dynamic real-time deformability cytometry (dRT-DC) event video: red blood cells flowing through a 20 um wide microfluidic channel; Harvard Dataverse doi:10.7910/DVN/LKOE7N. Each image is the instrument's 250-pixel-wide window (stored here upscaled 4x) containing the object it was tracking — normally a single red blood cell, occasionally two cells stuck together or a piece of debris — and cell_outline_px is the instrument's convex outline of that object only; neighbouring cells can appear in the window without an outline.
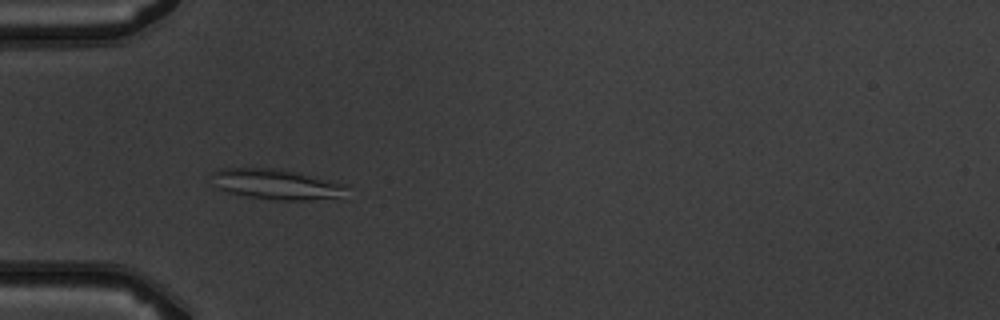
{"species": "common noctule bat (a hibernating species)", "species_latin": "Nyctalus noctula", "temperature_condition": "warm", "stored_images_in_passage": 5, "camera_frame_rate_fps": 3000, "um_per_image_px": 0.085, "animal": {"sex": "male", "body_mass_g": 19.5, "forearm_length_mm": 54.6}, "frame": {"image": 1, "passage_image": 4, "time_ms": 3.667, "image_size_px": [1000, 320], "cell_outline_px": [[348, 200], [280, 200], [248, 196], [228, 192], [216, 188], [212, 172], [224, 168], [280, 168], [348, 184]], "centroid_in_image_um": [23.69, 15.69], "position_along_channel_um": 61.3, "area_um2": 24.57}}
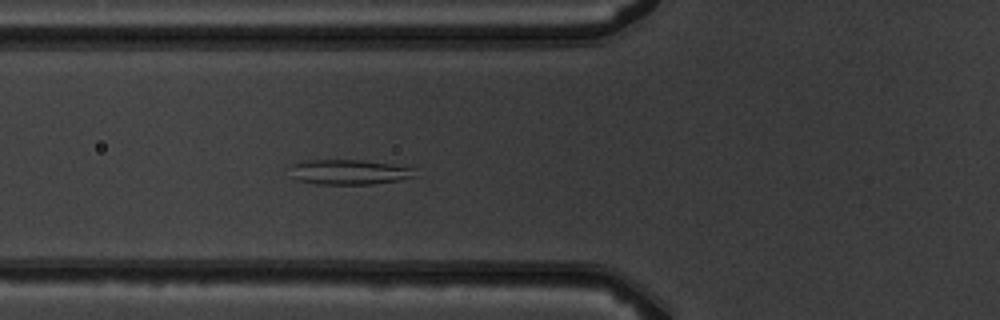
{"frame": {"image": 2, "passage_image": 5, "time_ms": 4.667, "image_size_px": [1000, 320], "cell_outline_px": [[416, 176], [400, 180], [372, 184], [316, 184], [296, 180], [292, 176], [292, 164], [308, 160], [360, 160], [392, 164], [416, 168]], "centroid_in_image_um": [29.71, 14.63], "position_along_channel_um": 96.1, "area_um2": 18.21}}